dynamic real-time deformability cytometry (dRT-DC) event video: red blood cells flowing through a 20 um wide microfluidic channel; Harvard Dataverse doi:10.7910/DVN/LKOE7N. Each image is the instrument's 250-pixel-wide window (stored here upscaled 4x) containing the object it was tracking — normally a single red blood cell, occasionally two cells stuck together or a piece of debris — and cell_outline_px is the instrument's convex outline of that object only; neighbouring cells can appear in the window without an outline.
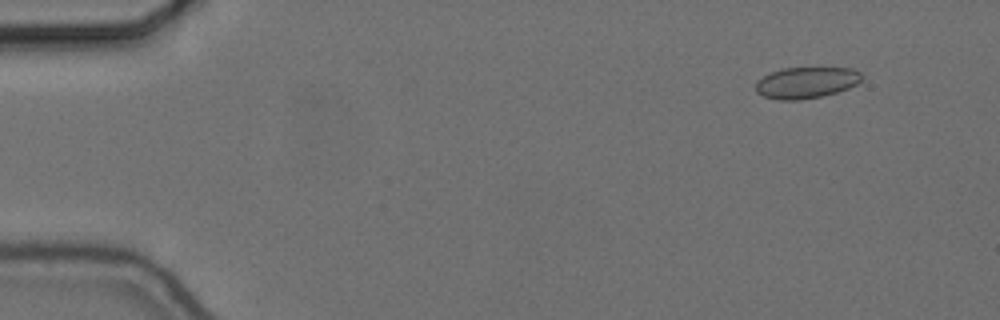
{"species": "common noctule bat (a hibernating species)", "species_latin": "Nyctalus noctula", "temperature_condition": "cold", "stored_images_in_passage": 57, "camera_frame_rate_fps": 3000, "um_per_image_px": 0.085, "animal": {"sex": "female", "body_mass_g": 24.6, "forearm_length_mm": 56.2}, "frame": {"image": 1, "passage_image": 6, "time_ms": 1.667, "image_size_px": [1000, 320], "cell_outline_px": [[860, 80], [856, 84], [848, 88], [836, 92], [820, 96], [800, 100], [780, 100], [764, 96], [756, 92], [756, 80], [772, 72], [784, 68], [852, 68], [860, 72]], "centroid_in_image_um": [68.5, 7.02], "position_along_channel_um": 16.5, "area_um2": 19.07}}
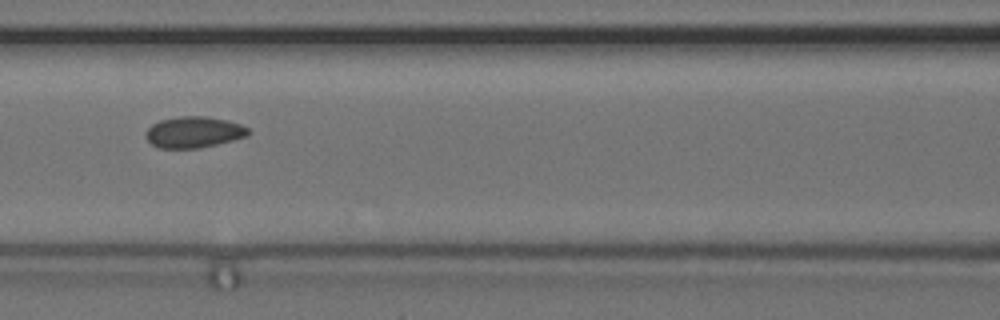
{"frame": {"image": 2, "passage_image": 26, "time_ms": 8.333, "image_size_px": [1000, 320], "cell_outline_px": [[252, 132], [248, 136], [200, 148], [160, 148], [152, 144], [144, 136], [148, 128], [152, 124], [160, 120], [180, 116], [204, 116], [224, 120], [240, 124], [248, 128]], "centroid_in_image_um": [16.47, 11.23], "position_along_channel_um": 150.1, "area_um2": 18.55}}
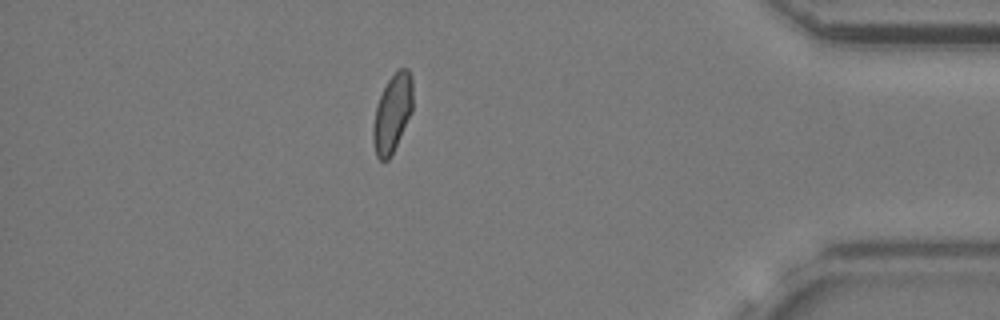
{"frame": {"image": 3, "passage_image": 50, "time_ms": 16.333, "image_size_px": [1000, 320], "cell_outline_px": [[412, 112], [388, 160], [380, 160], [376, 156], [372, 140], [372, 128], [376, 104], [388, 80], [400, 68], [408, 68], [412, 76]], "centroid_in_image_um": [33.34, 9.62], "position_along_channel_um": 401.9, "area_um2": 17.92}, "authors_computed_cell_mechanics": {"area_um2": 18.6694, "velocity_mm_per_s": 3.6534, "shape_relaxation_time_tau1_ms": null, "shape_relaxation_time_tau2_ms": 1.4065, "deformation_change_tau1": null, "deformation_change_tau2": 0.0628}}